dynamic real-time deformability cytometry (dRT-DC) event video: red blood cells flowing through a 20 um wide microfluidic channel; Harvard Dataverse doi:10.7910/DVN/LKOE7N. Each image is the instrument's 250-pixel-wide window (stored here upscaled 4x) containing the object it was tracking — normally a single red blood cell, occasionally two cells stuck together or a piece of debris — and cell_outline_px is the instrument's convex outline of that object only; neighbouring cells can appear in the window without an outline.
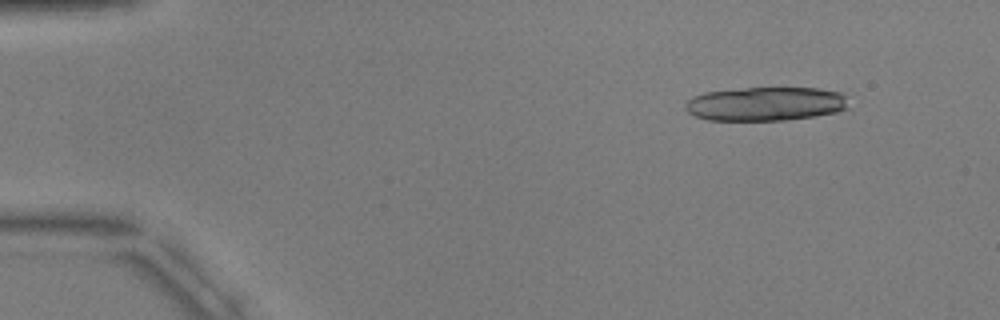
{"species": "common noctule bat (a hibernating species)", "species_latin": "Nyctalus noctula", "temperature_condition": "warm", "stored_images_in_passage": 4, "segment_of_instrument_passage": [2, 2], "camera_frame_rate_fps": 3000, "um_per_image_px": 0.085, "animal": {"sex": "male", "body_mass_g": 17.9, "forearm_length_mm": 54.2}, "frame": {"image": 1, "passage_image": 4, "time_ms": 4.667, "image_size_px": [1000, 320], "cell_outline_px": [[848, 108], [836, 112], [816, 116], [784, 120], [708, 120], [696, 116], [688, 112], [684, 108], [684, 104], [692, 96], [704, 92], [748, 88], [816, 88], [840, 92], [844, 96]], "centroid_in_image_um": [65.04, 8.83], "position_along_channel_um": 20.0, "area_um2": 32.14}}